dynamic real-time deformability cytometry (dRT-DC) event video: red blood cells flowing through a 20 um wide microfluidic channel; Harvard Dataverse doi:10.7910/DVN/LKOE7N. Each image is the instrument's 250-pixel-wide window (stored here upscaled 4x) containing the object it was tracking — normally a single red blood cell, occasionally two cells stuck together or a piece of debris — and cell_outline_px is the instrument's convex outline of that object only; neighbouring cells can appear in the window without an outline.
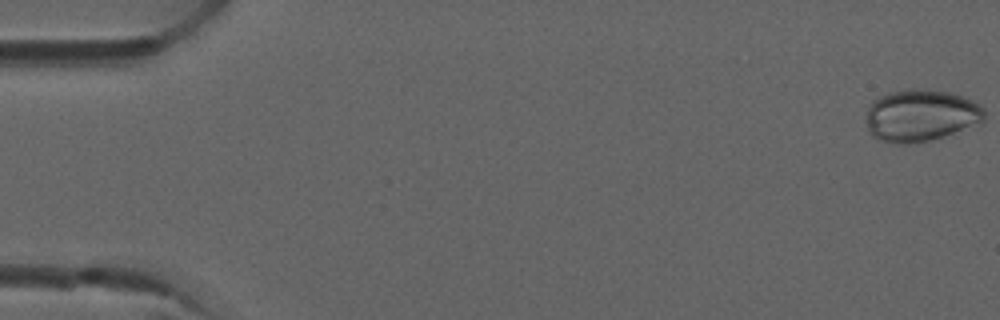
{"species": "common noctule bat (a hibernating species)", "species_latin": "Nyctalus noctula", "temperature_condition": "room temperature", "stored_images_in_passage": 6, "camera_frame_rate_fps": 3000, "um_per_image_px": 0.085, "animal": {"sex": "male", "forearm_length_mm": 52.5}, "frame": {"image": 1, "passage_image": 1, "time_ms": 0.0, "image_size_px": [1000, 320], "cell_outline_px": [[984, 124], [944, 136], [928, 140], [904, 144], [900, 144], [880, 140], [872, 136], [868, 132], [868, 108], [872, 100], [876, 96], [888, 92], [908, 88], [916, 88], [948, 92], [964, 96], [980, 104], [984, 108]], "centroid_in_image_um": [78.3, 9.8], "position_along_channel_um": 6.7, "area_um2": 36.3}}